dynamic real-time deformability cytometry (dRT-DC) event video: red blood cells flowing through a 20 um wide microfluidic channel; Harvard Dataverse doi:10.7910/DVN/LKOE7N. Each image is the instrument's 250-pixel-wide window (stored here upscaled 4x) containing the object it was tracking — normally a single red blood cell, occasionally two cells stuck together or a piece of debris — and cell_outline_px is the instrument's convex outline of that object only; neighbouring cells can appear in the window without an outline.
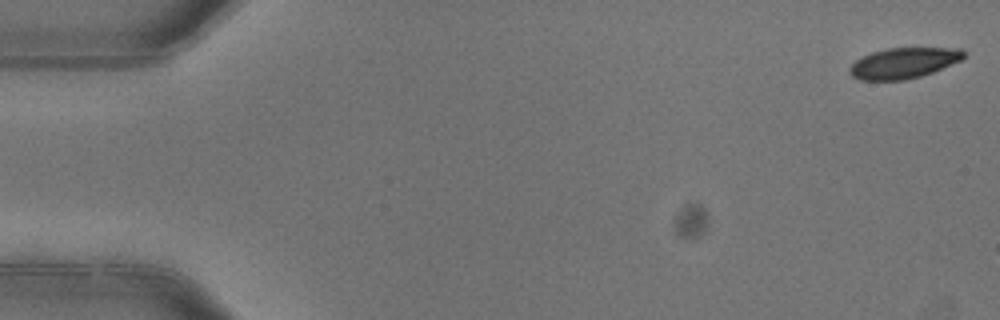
{"species": "common noctule bat (a hibernating species)", "species_latin": "Nyctalus noctula", "temperature_condition": "warm", "stored_images_in_passage": 4, "camera_frame_rate_fps": 3000, "um_per_image_px": 0.085, "animal": {"sex": "female"}, "frame": {"image": 1, "passage_image": 1, "time_ms": 0.0, "image_size_px": [1000, 320], "cell_outline_px": [[968, 52], [960, 60], [932, 72], [920, 76], [904, 80], [860, 80], [852, 76], [848, 72], [848, 68], [856, 60], [872, 52], [888, 48], [964, 48]], "centroid_in_image_um": [76.81, 5.35], "position_along_channel_um": 8.2, "area_um2": 20.35}}